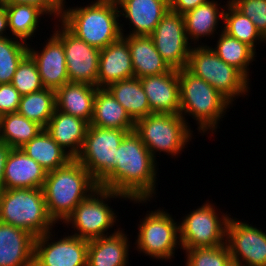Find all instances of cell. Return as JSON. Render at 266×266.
<instances>
[{
  "instance_id": "f35d334b",
  "label": "cell",
  "mask_w": 266,
  "mask_h": 266,
  "mask_svg": "<svg viewBox=\"0 0 266 266\" xmlns=\"http://www.w3.org/2000/svg\"><path fill=\"white\" fill-rule=\"evenodd\" d=\"M21 96L11 83L0 84V114L17 112Z\"/></svg>"
},
{
  "instance_id": "8992f818",
  "label": "cell",
  "mask_w": 266,
  "mask_h": 266,
  "mask_svg": "<svg viewBox=\"0 0 266 266\" xmlns=\"http://www.w3.org/2000/svg\"><path fill=\"white\" fill-rule=\"evenodd\" d=\"M187 69L214 87L231 104L236 97L248 95L250 90V79L220 59L207 44L192 46Z\"/></svg>"
},
{
  "instance_id": "d4e9b609",
  "label": "cell",
  "mask_w": 266,
  "mask_h": 266,
  "mask_svg": "<svg viewBox=\"0 0 266 266\" xmlns=\"http://www.w3.org/2000/svg\"><path fill=\"white\" fill-rule=\"evenodd\" d=\"M97 89V86L85 83L68 82L55 91L56 109L81 118L90 124Z\"/></svg>"
},
{
  "instance_id": "5bb4252c",
  "label": "cell",
  "mask_w": 266,
  "mask_h": 266,
  "mask_svg": "<svg viewBox=\"0 0 266 266\" xmlns=\"http://www.w3.org/2000/svg\"><path fill=\"white\" fill-rule=\"evenodd\" d=\"M51 233L35 238L33 266H87L88 240L71 234L55 241Z\"/></svg>"
},
{
  "instance_id": "8fae6325",
  "label": "cell",
  "mask_w": 266,
  "mask_h": 266,
  "mask_svg": "<svg viewBox=\"0 0 266 266\" xmlns=\"http://www.w3.org/2000/svg\"><path fill=\"white\" fill-rule=\"evenodd\" d=\"M141 220L138 224L136 250L158 260L174 258L175 250L178 246L181 248L179 223L174 221L171 214L159 208Z\"/></svg>"
},
{
  "instance_id": "603a6c76",
  "label": "cell",
  "mask_w": 266,
  "mask_h": 266,
  "mask_svg": "<svg viewBox=\"0 0 266 266\" xmlns=\"http://www.w3.org/2000/svg\"><path fill=\"white\" fill-rule=\"evenodd\" d=\"M88 125L85 120L56 109L44 129L75 159L81 151Z\"/></svg>"
},
{
  "instance_id": "277c9868",
  "label": "cell",
  "mask_w": 266,
  "mask_h": 266,
  "mask_svg": "<svg viewBox=\"0 0 266 266\" xmlns=\"http://www.w3.org/2000/svg\"><path fill=\"white\" fill-rule=\"evenodd\" d=\"M180 111L197 121L198 131L216 132L218 123L232 104L214 87L202 78L195 76L187 68L179 70ZM214 131V132H213Z\"/></svg>"
},
{
  "instance_id": "f1b7e54d",
  "label": "cell",
  "mask_w": 266,
  "mask_h": 266,
  "mask_svg": "<svg viewBox=\"0 0 266 266\" xmlns=\"http://www.w3.org/2000/svg\"><path fill=\"white\" fill-rule=\"evenodd\" d=\"M21 149L47 172L61 168L73 159L44 128Z\"/></svg>"
},
{
  "instance_id": "7402d4cb",
  "label": "cell",
  "mask_w": 266,
  "mask_h": 266,
  "mask_svg": "<svg viewBox=\"0 0 266 266\" xmlns=\"http://www.w3.org/2000/svg\"><path fill=\"white\" fill-rule=\"evenodd\" d=\"M124 230L93 239L88 244L87 266H127L130 241Z\"/></svg>"
},
{
  "instance_id": "4316f807",
  "label": "cell",
  "mask_w": 266,
  "mask_h": 266,
  "mask_svg": "<svg viewBox=\"0 0 266 266\" xmlns=\"http://www.w3.org/2000/svg\"><path fill=\"white\" fill-rule=\"evenodd\" d=\"M224 8L225 6L222 5L219 7L216 0H209L184 13L185 32L188 40L197 44L199 39L209 38L213 35L218 29L219 19L223 20Z\"/></svg>"
},
{
  "instance_id": "f6af8a7d",
  "label": "cell",
  "mask_w": 266,
  "mask_h": 266,
  "mask_svg": "<svg viewBox=\"0 0 266 266\" xmlns=\"http://www.w3.org/2000/svg\"><path fill=\"white\" fill-rule=\"evenodd\" d=\"M2 115L0 114V131H1Z\"/></svg>"
},
{
  "instance_id": "83f0119b",
  "label": "cell",
  "mask_w": 266,
  "mask_h": 266,
  "mask_svg": "<svg viewBox=\"0 0 266 266\" xmlns=\"http://www.w3.org/2000/svg\"><path fill=\"white\" fill-rule=\"evenodd\" d=\"M106 89L124 107L134 122L152 114L139 78L133 77L117 81L108 85Z\"/></svg>"
},
{
  "instance_id": "6da1fadb",
  "label": "cell",
  "mask_w": 266,
  "mask_h": 266,
  "mask_svg": "<svg viewBox=\"0 0 266 266\" xmlns=\"http://www.w3.org/2000/svg\"><path fill=\"white\" fill-rule=\"evenodd\" d=\"M116 167L98 184L125 196L134 203H145L156 194L157 161L133 130L117 148Z\"/></svg>"
},
{
  "instance_id": "1f68e13d",
  "label": "cell",
  "mask_w": 266,
  "mask_h": 266,
  "mask_svg": "<svg viewBox=\"0 0 266 266\" xmlns=\"http://www.w3.org/2000/svg\"><path fill=\"white\" fill-rule=\"evenodd\" d=\"M220 33L216 47L211 48L220 59L240 70L249 79V65L255 61L256 51L223 30Z\"/></svg>"
},
{
  "instance_id": "ba28073f",
  "label": "cell",
  "mask_w": 266,
  "mask_h": 266,
  "mask_svg": "<svg viewBox=\"0 0 266 266\" xmlns=\"http://www.w3.org/2000/svg\"><path fill=\"white\" fill-rule=\"evenodd\" d=\"M111 198L127 199L113 190L98 187L76 206L64 223L69 226L71 224L74 236L88 241L109 235L106 231L118 220L107 202Z\"/></svg>"
},
{
  "instance_id": "74e56055",
  "label": "cell",
  "mask_w": 266,
  "mask_h": 266,
  "mask_svg": "<svg viewBox=\"0 0 266 266\" xmlns=\"http://www.w3.org/2000/svg\"><path fill=\"white\" fill-rule=\"evenodd\" d=\"M229 2L248 17L266 39V0H229Z\"/></svg>"
},
{
  "instance_id": "7c38bea8",
  "label": "cell",
  "mask_w": 266,
  "mask_h": 266,
  "mask_svg": "<svg viewBox=\"0 0 266 266\" xmlns=\"http://www.w3.org/2000/svg\"><path fill=\"white\" fill-rule=\"evenodd\" d=\"M150 37L156 50L171 69L187 68L193 43H189L187 38L183 14L169 9Z\"/></svg>"
},
{
  "instance_id": "484cf974",
  "label": "cell",
  "mask_w": 266,
  "mask_h": 266,
  "mask_svg": "<svg viewBox=\"0 0 266 266\" xmlns=\"http://www.w3.org/2000/svg\"><path fill=\"white\" fill-rule=\"evenodd\" d=\"M89 125L101 128L134 130L135 122L106 88H98L93 117Z\"/></svg>"
},
{
  "instance_id": "8d00e7d4",
  "label": "cell",
  "mask_w": 266,
  "mask_h": 266,
  "mask_svg": "<svg viewBox=\"0 0 266 266\" xmlns=\"http://www.w3.org/2000/svg\"><path fill=\"white\" fill-rule=\"evenodd\" d=\"M185 252V266H226L231 259L226 243L212 248L187 249Z\"/></svg>"
},
{
  "instance_id": "4dcf8cb0",
  "label": "cell",
  "mask_w": 266,
  "mask_h": 266,
  "mask_svg": "<svg viewBox=\"0 0 266 266\" xmlns=\"http://www.w3.org/2000/svg\"><path fill=\"white\" fill-rule=\"evenodd\" d=\"M56 110V94L52 89H42L21 96L18 113L45 128Z\"/></svg>"
},
{
  "instance_id": "b9f144b4",
  "label": "cell",
  "mask_w": 266,
  "mask_h": 266,
  "mask_svg": "<svg viewBox=\"0 0 266 266\" xmlns=\"http://www.w3.org/2000/svg\"><path fill=\"white\" fill-rule=\"evenodd\" d=\"M12 148L0 140V193L5 189L4 170Z\"/></svg>"
},
{
  "instance_id": "30bf717a",
  "label": "cell",
  "mask_w": 266,
  "mask_h": 266,
  "mask_svg": "<svg viewBox=\"0 0 266 266\" xmlns=\"http://www.w3.org/2000/svg\"><path fill=\"white\" fill-rule=\"evenodd\" d=\"M214 203L206 201L179 222L181 249L212 248L226 243V227L231 215L218 214ZM219 215H221L219 217ZM228 215V216H227Z\"/></svg>"
},
{
  "instance_id": "ffe728a7",
  "label": "cell",
  "mask_w": 266,
  "mask_h": 266,
  "mask_svg": "<svg viewBox=\"0 0 266 266\" xmlns=\"http://www.w3.org/2000/svg\"><path fill=\"white\" fill-rule=\"evenodd\" d=\"M46 174L21 148H12L4 170L5 189L43 188Z\"/></svg>"
},
{
  "instance_id": "ab89813d",
  "label": "cell",
  "mask_w": 266,
  "mask_h": 266,
  "mask_svg": "<svg viewBox=\"0 0 266 266\" xmlns=\"http://www.w3.org/2000/svg\"><path fill=\"white\" fill-rule=\"evenodd\" d=\"M3 4H30L35 5L42 9L49 17L53 16L55 18H59L57 21L59 22L66 0H2Z\"/></svg>"
},
{
  "instance_id": "5b68a950",
  "label": "cell",
  "mask_w": 266,
  "mask_h": 266,
  "mask_svg": "<svg viewBox=\"0 0 266 266\" xmlns=\"http://www.w3.org/2000/svg\"><path fill=\"white\" fill-rule=\"evenodd\" d=\"M0 222L22 228L35 237L52 231L42 188L4 189L0 193Z\"/></svg>"
},
{
  "instance_id": "3957f363",
  "label": "cell",
  "mask_w": 266,
  "mask_h": 266,
  "mask_svg": "<svg viewBox=\"0 0 266 266\" xmlns=\"http://www.w3.org/2000/svg\"><path fill=\"white\" fill-rule=\"evenodd\" d=\"M98 187V183L76 159L47 172L42 189L52 220L63 224L76 206Z\"/></svg>"
},
{
  "instance_id": "44dd1931",
  "label": "cell",
  "mask_w": 266,
  "mask_h": 266,
  "mask_svg": "<svg viewBox=\"0 0 266 266\" xmlns=\"http://www.w3.org/2000/svg\"><path fill=\"white\" fill-rule=\"evenodd\" d=\"M132 58L128 43L121 37L118 41L100 49L98 88L133 78Z\"/></svg>"
},
{
  "instance_id": "7a4b0ae2",
  "label": "cell",
  "mask_w": 266,
  "mask_h": 266,
  "mask_svg": "<svg viewBox=\"0 0 266 266\" xmlns=\"http://www.w3.org/2000/svg\"><path fill=\"white\" fill-rule=\"evenodd\" d=\"M116 0H96L84 7H67L61 22L77 38L98 49L118 41L123 32Z\"/></svg>"
},
{
  "instance_id": "d6a6232c",
  "label": "cell",
  "mask_w": 266,
  "mask_h": 266,
  "mask_svg": "<svg viewBox=\"0 0 266 266\" xmlns=\"http://www.w3.org/2000/svg\"><path fill=\"white\" fill-rule=\"evenodd\" d=\"M43 127L18 112L2 116L0 140L11 148H21L34 138Z\"/></svg>"
},
{
  "instance_id": "ac0fdd59",
  "label": "cell",
  "mask_w": 266,
  "mask_h": 266,
  "mask_svg": "<svg viewBox=\"0 0 266 266\" xmlns=\"http://www.w3.org/2000/svg\"><path fill=\"white\" fill-rule=\"evenodd\" d=\"M116 3L119 16L133 26L127 36H150L170 9L169 0H116Z\"/></svg>"
},
{
  "instance_id": "d590c367",
  "label": "cell",
  "mask_w": 266,
  "mask_h": 266,
  "mask_svg": "<svg viewBox=\"0 0 266 266\" xmlns=\"http://www.w3.org/2000/svg\"><path fill=\"white\" fill-rule=\"evenodd\" d=\"M11 84L21 95L44 89L37 64L29 54L20 62Z\"/></svg>"
},
{
  "instance_id": "2e32d148",
  "label": "cell",
  "mask_w": 266,
  "mask_h": 266,
  "mask_svg": "<svg viewBox=\"0 0 266 266\" xmlns=\"http://www.w3.org/2000/svg\"><path fill=\"white\" fill-rule=\"evenodd\" d=\"M50 36L40 52L28 44V54L37 64L44 88L56 91L68 83L69 78L63 43L54 33Z\"/></svg>"
},
{
  "instance_id": "e575fe53",
  "label": "cell",
  "mask_w": 266,
  "mask_h": 266,
  "mask_svg": "<svg viewBox=\"0 0 266 266\" xmlns=\"http://www.w3.org/2000/svg\"><path fill=\"white\" fill-rule=\"evenodd\" d=\"M28 55V44L13 37L0 38V84L11 83L20 62Z\"/></svg>"
},
{
  "instance_id": "9a60e30c",
  "label": "cell",
  "mask_w": 266,
  "mask_h": 266,
  "mask_svg": "<svg viewBox=\"0 0 266 266\" xmlns=\"http://www.w3.org/2000/svg\"><path fill=\"white\" fill-rule=\"evenodd\" d=\"M226 245L231 259L244 266H266V233L247 222L229 218Z\"/></svg>"
},
{
  "instance_id": "cb8c5ba5",
  "label": "cell",
  "mask_w": 266,
  "mask_h": 266,
  "mask_svg": "<svg viewBox=\"0 0 266 266\" xmlns=\"http://www.w3.org/2000/svg\"><path fill=\"white\" fill-rule=\"evenodd\" d=\"M122 38L130 49L134 77L141 79L172 70L156 50L150 36H127L123 33Z\"/></svg>"
},
{
  "instance_id": "52a82bcc",
  "label": "cell",
  "mask_w": 266,
  "mask_h": 266,
  "mask_svg": "<svg viewBox=\"0 0 266 266\" xmlns=\"http://www.w3.org/2000/svg\"><path fill=\"white\" fill-rule=\"evenodd\" d=\"M188 124L180 114L152 113L137 120L134 131L156 160V152L173 157L181 154L193 136Z\"/></svg>"
},
{
  "instance_id": "4fadbf2b",
  "label": "cell",
  "mask_w": 266,
  "mask_h": 266,
  "mask_svg": "<svg viewBox=\"0 0 266 266\" xmlns=\"http://www.w3.org/2000/svg\"><path fill=\"white\" fill-rule=\"evenodd\" d=\"M59 25H54L58 27L53 33L63 43L69 82L98 87L100 49L77 38L62 23Z\"/></svg>"
},
{
  "instance_id": "e0dca14e",
  "label": "cell",
  "mask_w": 266,
  "mask_h": 266,
  "mask_svg": "<svg viewBox=\"0 0 266 266\" xmlns=\"http://www.w3.org/2000/svg\"><path fill=\"white\" fill-rule=\"evenodd\" d=\"M152 113L179 114V70L140 79Z\"/></svg>"
},
{
  "instance_id": "f546056e",
  "label": "cell",
  "mask_w": 266,
  "mask_h": 266,
  "mask_svg": "<svg viewBox=\"0 0 266 266\" xmlns=\"http://www.w3.org/2000/svg\"><path fill=\"white\" fill-rule=\"evenodd\" d=\"M8 16V29L11 37L27 43L36 33L39 20L46 13L35 5L30 4H4Z\"/></svg>"
},
{
  "instance_id": "60d3db41",
  "label": "cell",
  "mask_w": 266,
  "mask_h": 266,
  "mask_svg": "<svg viewBox=\"0 0 266 266\" xmlns=\"http://www.w3.org/2000/svg\"><path fill=\"white\" fill-rule=\"evenodd\" d=\"M209 0H169L170 10L184 14Z\"/></svg>"
},
{
  "instance_id": "7bdbcfd3",
  "label": "cell",
  "mask_w": 266,
  "mask_h": 266,
  "mask_svg": "<svg viewBox=\"0 0 266 266\" xmlns=\"http://www.w3.org/2000/svg\"><path fill=\"white\" fill-rule=\"evenodd\" d=\"M8 30V16L5 9V5L0 2V38H6V31Z\"/></svg>"
},
{
  "instance_id": "d6986e66",
  "label": "cell",
  "mask_w": 266,
  "mask_h": 266,
  "mask_svg": "<svg viewBox=\"0 0 266 266\" xmlns=\"http://www.w3.org/2000/svg\"><path fill=\"white\" fill-rule=\"evenodd\" d=\"M35 236L0 222V266H33Z\"/></svg>"
},
{
  "instance_id": "836d02e7",
  "label": "cell",
  "mask_w": 266,
  "mask_h": 266,
  "mask_svg": "<svg viewBox=\"0 0 266 266\" xmlns=\"http://www.w3.org/2000/svg\"><path fill=\"white\" fill-rule=\"evenodd\" d=\"M225 4L223 14V30L226 34L236 38L242 43L250 46L254 51L256 50L257 41L266 43V39L256 29L255 24L240 11H238L229 1Z\"/></svg>"
},
{
  "instance_id": "ee69618b",
  "label": "cell",
  "mask_w": 266,
  "mask_h": 266,
  "mask_svg": "<svg viewBox=\"0 0 266 266\" xmlns=\"http://www.w3.org/2000/svg\"><path fill=\"white\" fill-rule=\"evenodd\" d=\"M226 266H244L240 261L230 259Z\"/></svg>"
},
{
  "instance_id": "9c48e42d",
  "label": "cell",
  "mask_w": 266,
  "mask_h": 266,
  "mask_svg": "<svg viewBox=\"0 0 266 266\" xmlns=\"http://www.w3.org/2000/svg\"><path fill=\"white\" fill-rule=\"evenodd\" d=\"M130 131L133 130L88 125L81 151L75 159L98 184L116 167L117 148Z\"/></svg>"
}]
</instances>
